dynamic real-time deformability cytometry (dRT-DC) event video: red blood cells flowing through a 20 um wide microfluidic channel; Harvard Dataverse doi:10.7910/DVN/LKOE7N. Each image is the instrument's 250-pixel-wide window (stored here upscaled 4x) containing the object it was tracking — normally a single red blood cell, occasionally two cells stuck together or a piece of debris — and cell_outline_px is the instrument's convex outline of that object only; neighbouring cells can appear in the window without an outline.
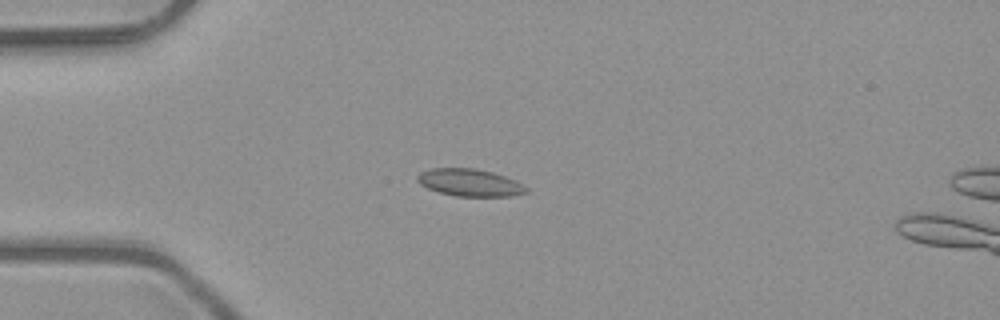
{"species": "common noctule bat (a hibernating species)", "species_latin": "Nyctalus noctula", "temperature_condition": "room temperature", "stored_images_in_passage": 4, "camera_frame_rate_fps": 3000, "um_per_image_px": 0.085, "animal": {"sex": "male", "body_mass_g": 23.1, "forearm_length_mm": 52.7}, "frame": {"image": 1, "passage_image": 3, "time_ms": 0.667, "image_size_px": [1000, 320], "cell_outline_px": [[528, 192], [512, 196], [456, 196], [440, 192], [428, 188], [420, 184], [416, 180], [416, 176], [420, 172], [432, 168], [476, 168], [492, 172], [516, 180], [528, 188]], "centroid_in_image_um": [39.93, 15.51], "position_along_channel_um": 45.1, "area_um2": 17.34}}